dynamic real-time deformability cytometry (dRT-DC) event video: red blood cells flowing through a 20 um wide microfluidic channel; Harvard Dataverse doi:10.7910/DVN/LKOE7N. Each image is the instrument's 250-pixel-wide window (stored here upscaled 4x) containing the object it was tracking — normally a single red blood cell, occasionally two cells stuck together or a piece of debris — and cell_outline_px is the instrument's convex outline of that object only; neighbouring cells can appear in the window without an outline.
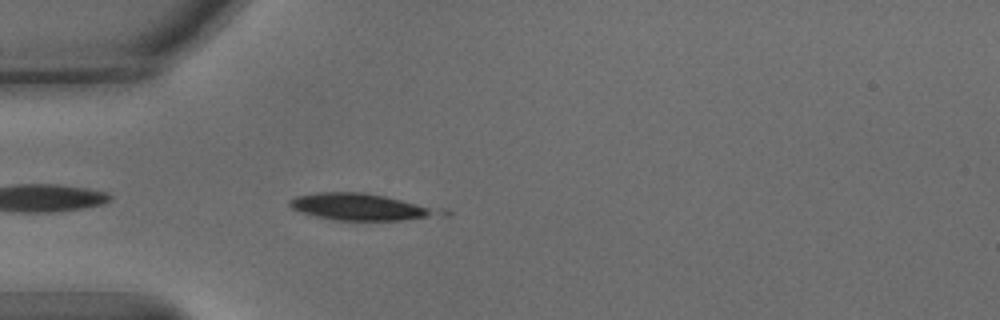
{"species": "common noctule bat (a hibernating species)", "species_latin": "Nyctalus noctula", "temperature_condition": "warm", "stored_images_in_passage": 4, "camera_frame_rate_fps": 3000, "um_per_image_px": 0.085, "animal": {"sex": "male", "body_mass_g": 15.6}, "frame": {"image": 1, "passage_image": 3, "time_ms": 0.667, "image_size_px": [1000, 320], "cell_outline_px": [[452, 212], [444, 216], [400, 220], [336, 220], [316, 216], [300, 212], [292, 208], [288, 204], [288, 200], [296, 196], [316, 192], [364, 192], [444, 208]], "centroid_in_image_um": [30.79, 17.59], "position_along_channel_um": 54.2, "area_um2": 23.93}}